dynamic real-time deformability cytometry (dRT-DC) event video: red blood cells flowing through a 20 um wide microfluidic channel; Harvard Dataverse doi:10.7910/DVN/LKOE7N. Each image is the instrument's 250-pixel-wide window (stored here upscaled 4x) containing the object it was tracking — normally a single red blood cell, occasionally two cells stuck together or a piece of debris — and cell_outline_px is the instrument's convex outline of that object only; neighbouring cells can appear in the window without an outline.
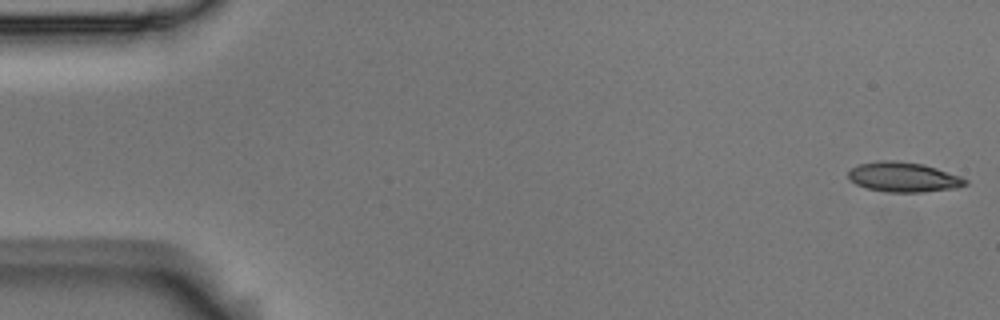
{"species": "Egyptian fruit bat (a non-hibernating species)", "species_latin": "Rousettus aegyptiacus", "temperature_condition": "room temperature", "stored_images_in_passage": 6, "camera_frame_rate_fps": 3000, "um_per_image_px": 0.085, "animal": {"sex": "male"}, "frame": {"image": 1, "passage_image": 1, "time_ms": 0.0, "image_size_px": [1000, 320], "cell_outline_px": [[968, 184], [956, 188], [924, 192], [884, 192], [868, 188], [856, 184], [848, 176], [848, 172], [852, 168], [860, 164], [880, 160], [896, 160], [924, 164], [960, 176], [968, 180]], "centroid_in_image_um": [76.82, 15.05], "position_along_channel_um": 8.2, "area_um2": 20.35}}
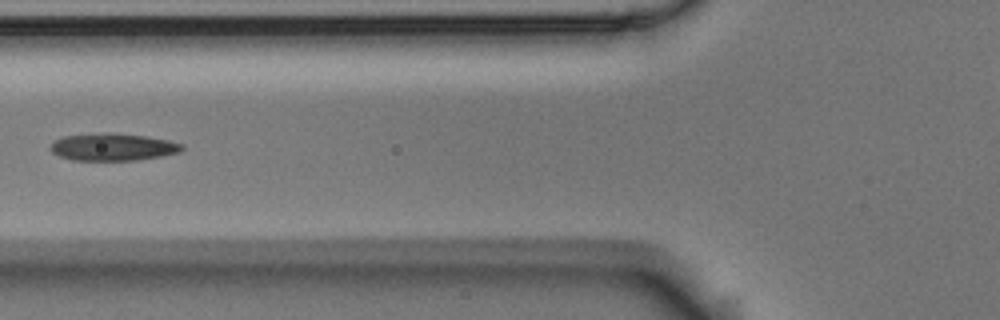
{"frame": {"image": 2, "passage_image": 6, "time_ms": 1.667, "image_size_px": [1000, 320], "cell_outline_px": [[184, 148], [176, 152], [160, 156], [136, 160], [72, 160], [60, 156], [52, 152], [48, 148], [56, 140], [64, 136], [144, 136], [168, 140], [184, 144]], "centroid_in_image_um": [9.61, 12.55], "position_along_channel_um": 116.2, "area_um2": 19.54}}